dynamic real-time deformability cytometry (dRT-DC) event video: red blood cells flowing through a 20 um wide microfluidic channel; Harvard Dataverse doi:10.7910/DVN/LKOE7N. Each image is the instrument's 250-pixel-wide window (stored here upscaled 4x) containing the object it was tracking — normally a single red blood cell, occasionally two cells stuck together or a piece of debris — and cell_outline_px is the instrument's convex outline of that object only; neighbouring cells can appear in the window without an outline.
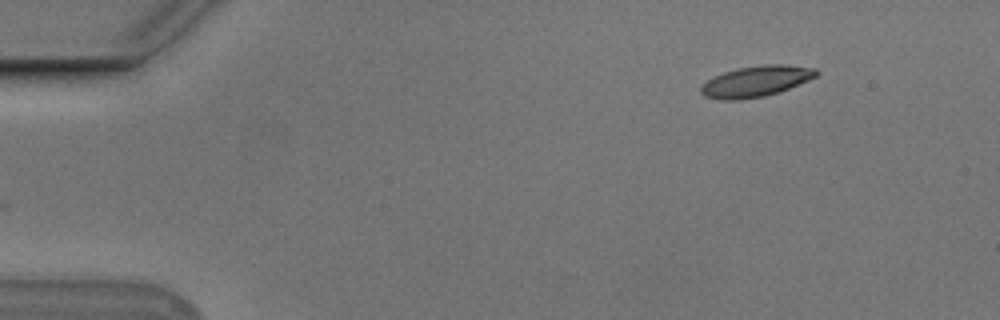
{"species": "Egyptian fruit bat (a non-hibernating species)", "species_latin": "Rousettus aegyptiacus", "temperature_condition": "cold", "stored_images_in_passage": 49, "camera_frame_rate_fps": 3000, "um_per_image_px": 0.085, "animal": {"sex": "male"}, "frame": {"image": 1, "passage_image": 1, "time_ms": 0.0, "image_size_px": [1000, 320], "cell_outline_px": [[820, 72], [816, 76], [808, 80], [788, 88], [764, 96], [740, 100], [720, 100], [704, 96], [700, 92], [700, 88], [708, 80], [724, 72], [740, 68], [764, 64], [780, 64], [816, 68]], "centroid_in_image_um": [64.26, 6.91], "position_along_channel_um": 20.7, "area_um2": 20.46}}
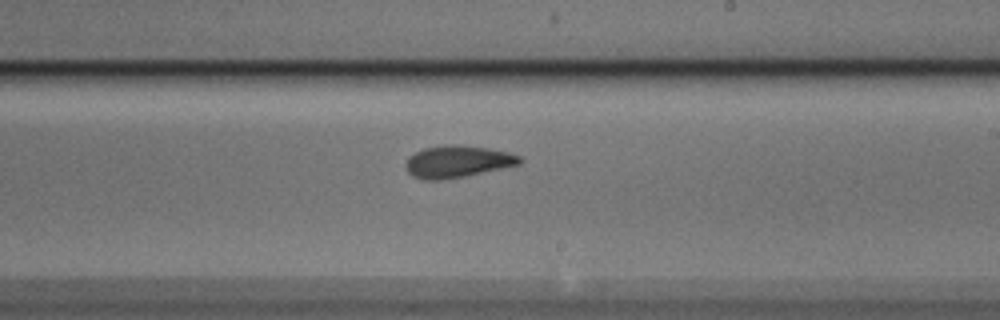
{"frame": {"image": 2, "passage_image": 27, "time_ms": 8.667, "image_size_px": [1000, 320], "cell_outline_px": [[524, 160], [520, 164], [464, 176], [436, 180], [424, 180], [412, 176], [404, 168], [404, 164], [408, 156], [424, 148], [452, 144], [456, 144], [488, 148], [508, 152], [520, 156]], "centroid_in_image_um": [38.85, 13.73], "position_along_channel_um": 250.1, "area_um2": 21.21}}
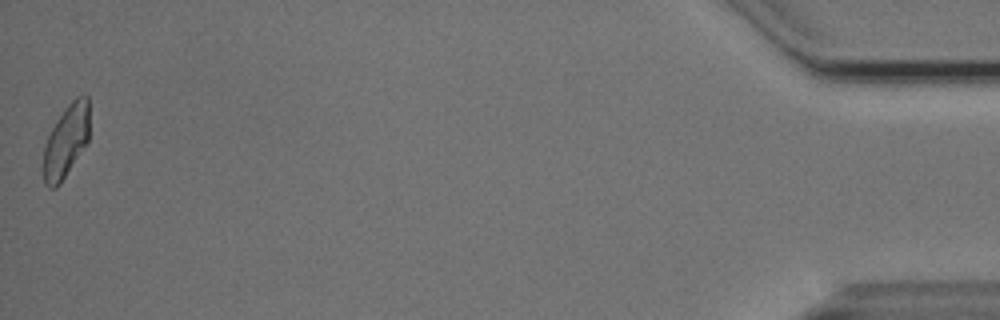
{"frame": {"image": 3, "passage_image": 49, "time_ms": 16.0, "image_size_px": [1000, 320], "cell_outline_px": [[88, 140], [60, 184], [56, 188], [48, 188], [44, 184], [44, 148], [48, 136], [56, 120], [68, 104], [76, 96], [84, 92], [88, 96]], "centroid_in_image_um": [5.61, 11.97], "position_along_channel_um": 429.6, "area_um2": 19.25}, "authors_computed_cell_mechanics": {"area_um2": 20.4612, "velocity_mm_per_s": 3.7386, "shape_relaxation_time_tau1_ms": 9.9352, "shape_relaxation_time_tau2_ms": 3.4327, "deformation_change_tau1": 0.2161, "deformation_change_tau2": 0.1137}}